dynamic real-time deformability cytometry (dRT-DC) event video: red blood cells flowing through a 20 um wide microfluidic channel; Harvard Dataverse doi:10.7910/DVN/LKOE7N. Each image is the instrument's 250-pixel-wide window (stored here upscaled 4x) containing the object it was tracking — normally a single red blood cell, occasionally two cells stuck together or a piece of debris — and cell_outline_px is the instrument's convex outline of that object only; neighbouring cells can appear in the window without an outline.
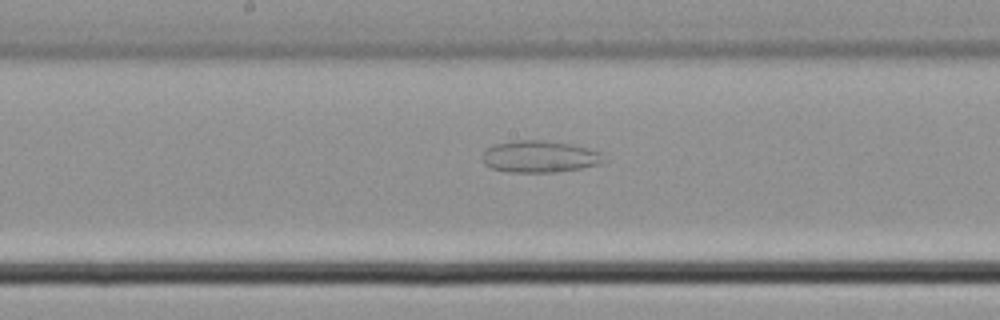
{"species": "common noctule bat (a hibernating species)", "species_latin": "Nyctalus noctula", "temperature_condition": "cold", "stored_images_in_passage": 38, "camera_frame_rate_fps": 3000, "um_per_image_px": 0.085, "animal": {"sex": "male", "body_mass_g": 21.5, "forearm_length_mm": 52.0}, "frame": {"image": 1, "passage_image": 20, "time_ms": 6.333, "image_size_px": [1000, 320], "cell_outline_px": [[608, 160], [600, 164], [580, 168], [552, 172], [508, 172], [492, 168], [484, 164], [484, 152], [488, 148], [496, 144], [516, 140], [540, 140], [572, 144], [588, 148], [600, 152]], "centroid_in_image_um": [45.92, 13.31], "position_along_channel_um": 202.3, "area_um2": 22.37}}
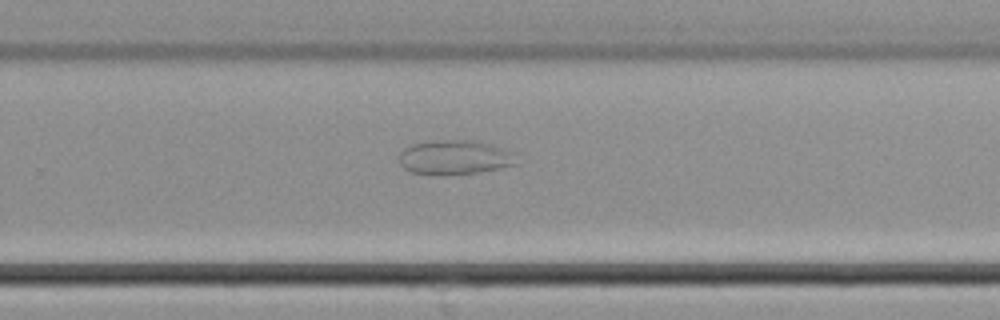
{"frame": {"image": 2, "passage_image": 25, "time_ms": 8.0, "image_size_px": [1000, 320], "cell_outline_px": [[520, 164], [480, 172], [436, 176], [412, 172], [404, 168], [400, 164], [400, 152], [404, 148], [412, 144], [436, 140], [480, 140], [492, 144], [512, 152]], "centroid_in_image_um": [38.67, 13.38], "position_along_channel_um": 291.1, "area_um2": 23.93}}
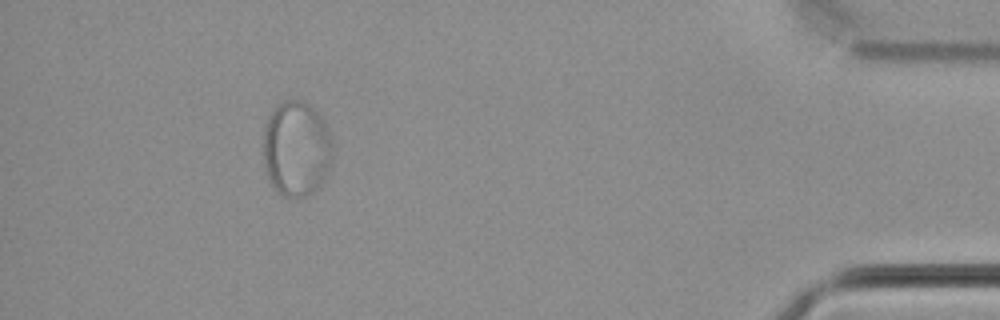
{"frame": {"image": 3, "passage_image": 35, "time_ms": 11.333, "image_size_px": [1000, 320], "cell_outline_px": [[332, 160], [324, 180], [308, 196], [284, 196], [272, 184], [268, 176], [264, 164], [264, 128], [268, 116], [276, 104], [288, 100], [304, 100], [320, 116], [332, 140]], "centroid_in_image_um": [25.19, 12.62], "position_along_channel_um": 410.0, "area_um2": 38.26}}